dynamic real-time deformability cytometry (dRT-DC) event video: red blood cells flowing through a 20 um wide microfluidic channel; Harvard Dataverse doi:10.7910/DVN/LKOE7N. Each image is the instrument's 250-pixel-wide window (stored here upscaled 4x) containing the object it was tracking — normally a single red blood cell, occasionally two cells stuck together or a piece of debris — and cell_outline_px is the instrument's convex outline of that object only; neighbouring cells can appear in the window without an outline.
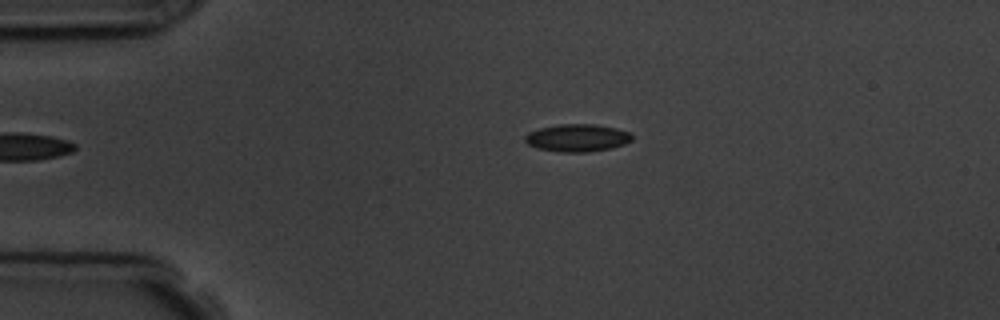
{"species": "common noctule bat (a hibernating species)", "species_latin": "Nyctalus noctula", "temperature_condition": "room temperature", "stored_images_in_passage": 4, "camera_frame_rate_fps": 3000, "um_per_image_px": 0.085, "animal": {"sex": "male", "body_mass_g": 19.5, "forearm_length_mm": 54.6}, "frame": {"image": 1, "passage_image": 4, "time_ms": 4.333, "image_size_px": [1000, 320], "cell_outline_px": [[632, 140], [624, 144], [612, 148], [588, 152], [560, 152], [536, 148], [528, 144], [524, 140], [524, 136], [528, 132], [540, 128], [560, 124], [596, 124], [616, 128], [632, 132]], "centroid_in_image_um": [49.08, 11.72], "position_along_channel_um": 35.9, "area_um2": 17.34}}